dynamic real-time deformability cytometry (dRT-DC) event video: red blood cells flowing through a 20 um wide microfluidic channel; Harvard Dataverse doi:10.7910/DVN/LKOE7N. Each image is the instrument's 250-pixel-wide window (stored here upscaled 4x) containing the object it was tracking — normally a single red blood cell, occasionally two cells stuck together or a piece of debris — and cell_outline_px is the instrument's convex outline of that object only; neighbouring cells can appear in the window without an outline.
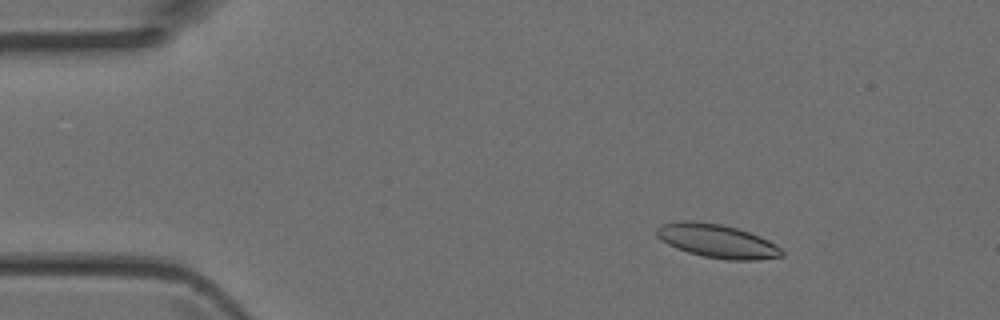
{"species": "Egyptian fruit bat (a non-hibernating species)", "species_latin": "Rousettus aegyptiacus", "temperature_condition": "room temperature", "stored_images_in_passage": 5, "camera_frame_rate_fps": 3000, "um_per_image_px": 0.085, "animal": {"sex": "female"}, "frame": {"image": 1, "passage_image": 3, "time_ms": 0.667, "image_size_px": [1000, 320], "cell_outline_px": [[784, 256], [756, 260], [728, 260], [704, 256], [688, 252], [676, 248], [660, 240], [656, 236], [656, 228], [660, 224], [684, 220], [720, 224], [736, 228], [748, 232], [768, 240], [776, 244], [784, 252]], "centroid_in_image_um": [60.94, 20.49], "position_along_channel_um": 24.1, "area_um2": 24.39}}
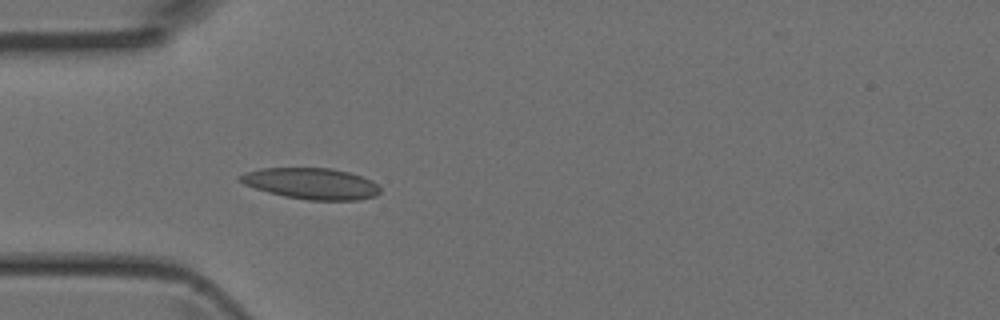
{"frame": {"image": 2, "passage_image": 5, "time_ms": 1.333, "image_size_px": [1000, 320], "cell_outline_px": [[380, 192], [376, 196], [360, 200], [308, 200], [284, 196], [268, 192], [244, 184], [236, 180], [236, 176], [244, 172], [260, 168], [332, 168], [348, 172], [372, 180], [380, 188]], "centroid_in_image_um": [26.43, 15.6], "position_along_channel_um": 58.6, "area_um2": 25.61}}